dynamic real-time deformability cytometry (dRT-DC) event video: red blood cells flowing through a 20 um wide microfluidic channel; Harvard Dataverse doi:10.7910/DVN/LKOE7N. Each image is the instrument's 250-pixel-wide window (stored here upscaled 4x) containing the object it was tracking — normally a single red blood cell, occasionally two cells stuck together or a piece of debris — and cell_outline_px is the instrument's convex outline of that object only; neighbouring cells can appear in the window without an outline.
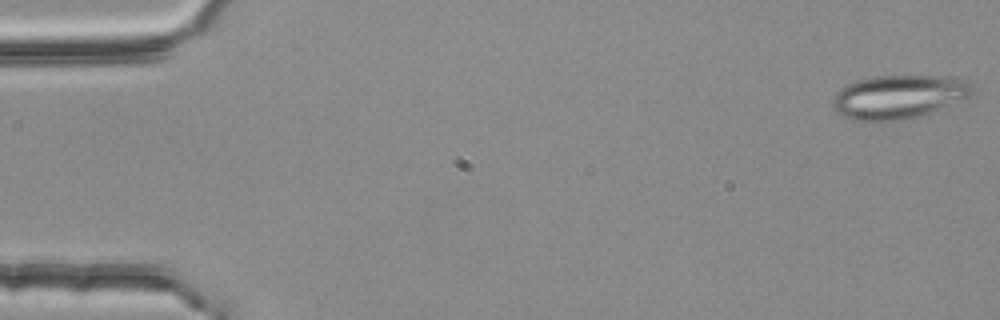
{"species": "common noctule bat (a hibernating species)", "species_latin": "Nyctalus noctula", "temperature_condition": "room temperature", "stored_images_in_passage": 16, "camera_frame_rate_fps": 3000, "um_per_image_px": 0.085, "animal": {"sex": "female", "body_mass_g": 25.1}, "frame": {"image": 1, "passage_image": 1, "time_ms": 0.0, "image_size_px": [1000, 320], "cell_outline_px": [[972, 96], [928, 112], [904, 120], [852, 120], [836, 112], [832, 104], [832, 100], [836, 92], [840, 88], [856, 80], [876, 76], [936, 76], [972, 80]], "centroid_in_image_um": [76.37, 8.21], "position_along_channel_um": 8.6, "area_um2": 35.2}}